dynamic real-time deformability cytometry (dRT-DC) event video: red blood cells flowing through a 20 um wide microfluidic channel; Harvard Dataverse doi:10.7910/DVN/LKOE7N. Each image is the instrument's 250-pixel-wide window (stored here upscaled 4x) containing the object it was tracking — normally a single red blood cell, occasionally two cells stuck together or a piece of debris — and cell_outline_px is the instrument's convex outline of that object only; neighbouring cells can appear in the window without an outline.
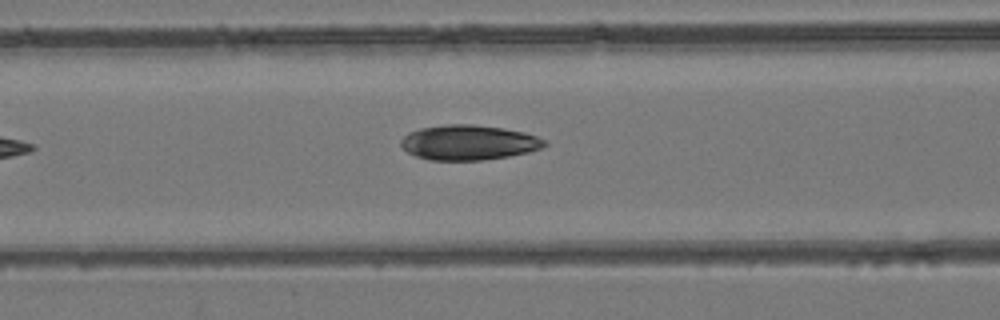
{"species": "common noctule bat (a hibernating species)", "species_latin": "Nyctalus noctula", "temperature_condition": "room temperature", "stored_images_in_passage": 22, "camera_frame_rate_fps": 3000, "um_per_image_px": 0.085, "animal": {"sex": "female", "body_mass_g": 24.6, "forearm_length_mm": 56.2}, "frame": {"image": 1, "passage_image": 5, "time_ms": 1.333, "image_size_px": [1000, 320], "cell_outline_px": [[548, 144], [540, 148], [528, 152], [508, 156], [484, 160], [428, 160], [416, 156], [408, 152], [400, 144], [400, 140], [408, 132], [420, 128], [444, 124], [472, 124], [500, 128], [524, 132], [536, 136], [544, 140]], "centroid_in_image_um": [39.8, 12.11], "position_along_channel_um": 126.8, "area_um2": 29.19}}
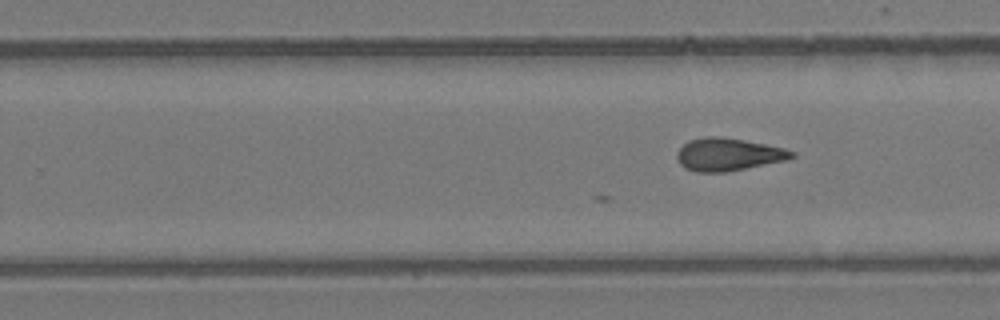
{"frame": {"image": 2, "passage_image": 12, "time_ms": 3.667, "image_size_px": [1000, 320], "cell_outline_px": [[796, 156], [788, 160], [728, 172], [696, 172], [684, 168], [680, 164], [676, 156], [676, 152], [688, 140], [704, 136], [720, 136], [744, 140], [784, 148], [796, 152]], "centroid_in_image_um": [61.9, 13.13], "position_along_channel_um": 267.9, "area_um2": 22.14}}
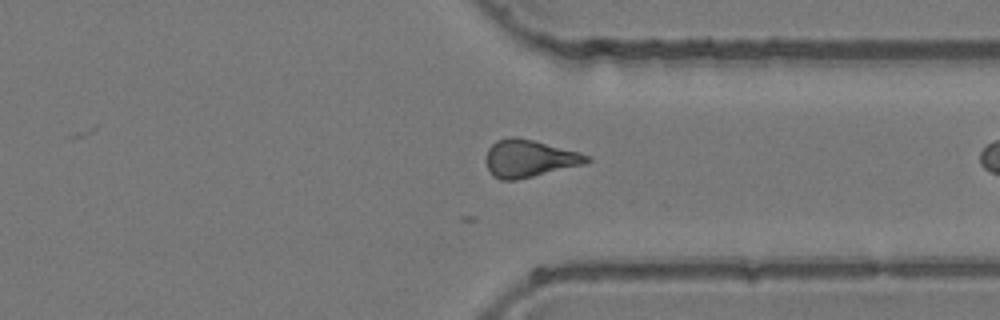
{"frame": {"image": 3, "passage_image": 19, "time_ms": 6.0, "image_size_px": [1000, 320], "cell_outline_px": [[592, 160], [584, 164], [516, 180], [500, 180], [492, 176], [484, 160], [488, 148], [496, 140], [508, 136], [516, 136], [580, 152], [588, 156]], "centroid_in_image_um": [44.94, 13.46], "position_along_channel_um": 366.5, "area_um2": 22.02}}